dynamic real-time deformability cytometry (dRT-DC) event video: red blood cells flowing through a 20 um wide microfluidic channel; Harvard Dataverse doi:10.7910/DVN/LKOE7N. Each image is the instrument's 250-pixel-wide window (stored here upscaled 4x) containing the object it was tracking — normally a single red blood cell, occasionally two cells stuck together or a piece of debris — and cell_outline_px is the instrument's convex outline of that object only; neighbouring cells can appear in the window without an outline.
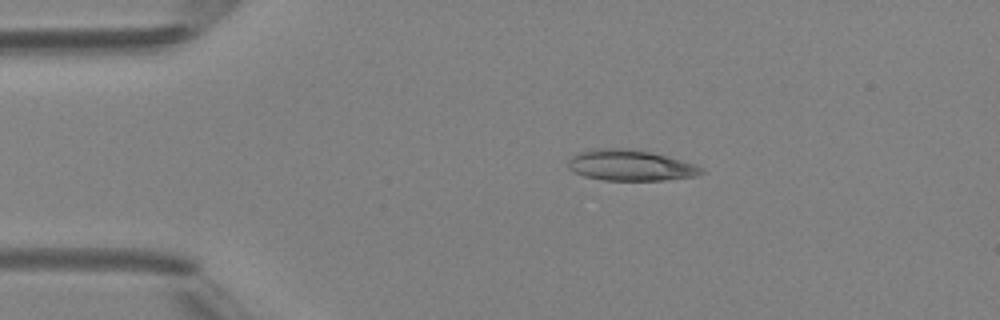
{"species": "Egyptian fruit bat (a non-hibernating species)", "species_latin": "Rousettus aegyptiacus", "temperature_condition": "room temperature", "stored_images_in_passage": 2, "camera_frame_rate_fps": 3000, "um_per_image_px": 0.085, "animal": {"sex": "female"}, "frame": {"image": 1, "passage_image": 1, "time_ms": 0.0, "image_size_px": [1000, 320], "cell_outline_px": [[704, 172], [696, 176], [664, 180], [604, 180], [584, 176], [568, 168], [568, 160], [572, 156], [580, 152], [592, 148], [628, 148], [668, 156], [696, 164], [704, 168]], "centroid_in_image_um": [53.6, 14.05], "position_along_channel_um": 31.4, "area_um2": 23.99}}